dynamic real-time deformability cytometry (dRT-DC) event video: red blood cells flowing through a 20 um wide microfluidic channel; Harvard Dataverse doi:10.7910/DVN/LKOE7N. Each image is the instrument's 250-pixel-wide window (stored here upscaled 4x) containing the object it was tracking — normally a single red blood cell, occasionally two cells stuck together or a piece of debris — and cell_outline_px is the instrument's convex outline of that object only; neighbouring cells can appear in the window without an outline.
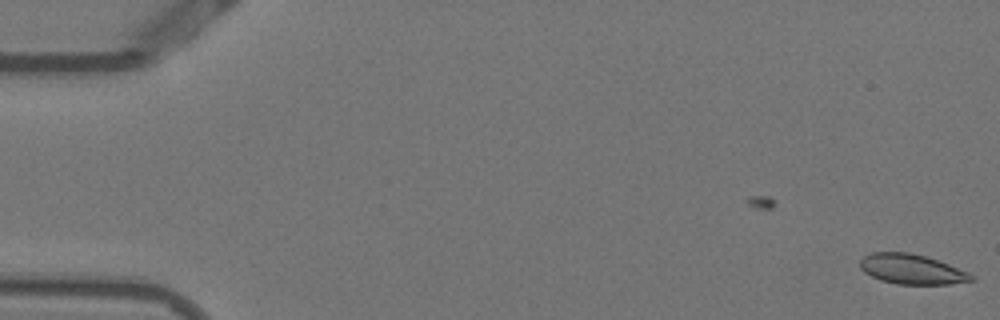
{"species": "Egyptian fruit bat (a non-hibernating species)", "species_latin": "Rousettus aegyptiacus", "temperature_condition": "warm", "stored_images_in_passage": 5, "camera_frame_rate_fps": 3000, "um_per_image_px": 0.085, "animal": {"sex": "female"}, "frame": {"image": 1, "passage_image": 5, "time_ms": 1.333, "image_size_px": [1000, 320], "cell_outline_px": [[976, 280], [948, 284], [896, 284], [880, 280], [864, 272], [860, 268], [860, 260], [864, 256], [872, 252], [908, 252], [924, 256], [948, 264], [968, 272], [976, 276]], "centroid_in_image_um": [77.5, 22.89], "position_along_channel_um": 7.5, "area_um2": 19.36}}